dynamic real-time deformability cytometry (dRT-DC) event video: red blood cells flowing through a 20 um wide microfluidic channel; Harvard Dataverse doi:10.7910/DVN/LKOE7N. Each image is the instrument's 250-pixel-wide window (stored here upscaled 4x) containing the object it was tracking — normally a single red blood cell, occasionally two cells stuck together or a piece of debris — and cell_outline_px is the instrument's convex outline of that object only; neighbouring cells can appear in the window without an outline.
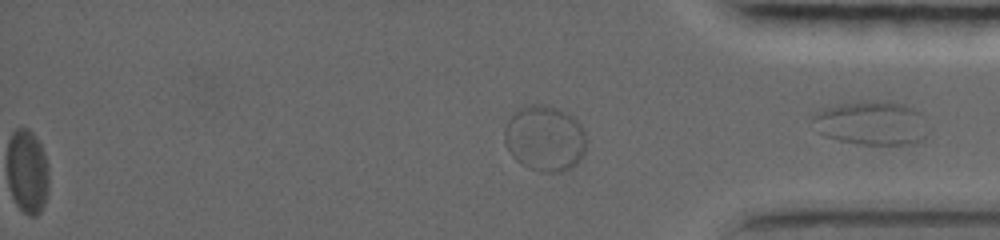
{"species": "common noctule bat (a hibernating species)", "species_latin": "Nyctalus noctula", "temperature_condition": "warm", "stored_images_in_passage": 62, "segment_of_instrument_passage": [2, 2], "camera_frame_rate_fps": 5000, "um_per_image_px": 0.085, "animal": {"sex": "female", "body_mass_g": 19.0, "forearm_length_mm": 56.7}, "frame": {"image": 1, "passage_image": 62, "time_ms": 18.2, "image_size_px": [1000, 240], "cell_outline_px": [[588, 140], [584, 152], [580, 160], [572, 168], [564, 172], [540, 172], [528, 168], [520, 164], [512, 156], [504, 140], [504, 128], [508, 120], [520, 108], [532, 104], [540, 104], [556, 108], [572, 116], [580, 124]], "centroid_in_image_um": [46.32, 11.79], "position_along_channel_um": 388.9, "area_um2": 31.56}}